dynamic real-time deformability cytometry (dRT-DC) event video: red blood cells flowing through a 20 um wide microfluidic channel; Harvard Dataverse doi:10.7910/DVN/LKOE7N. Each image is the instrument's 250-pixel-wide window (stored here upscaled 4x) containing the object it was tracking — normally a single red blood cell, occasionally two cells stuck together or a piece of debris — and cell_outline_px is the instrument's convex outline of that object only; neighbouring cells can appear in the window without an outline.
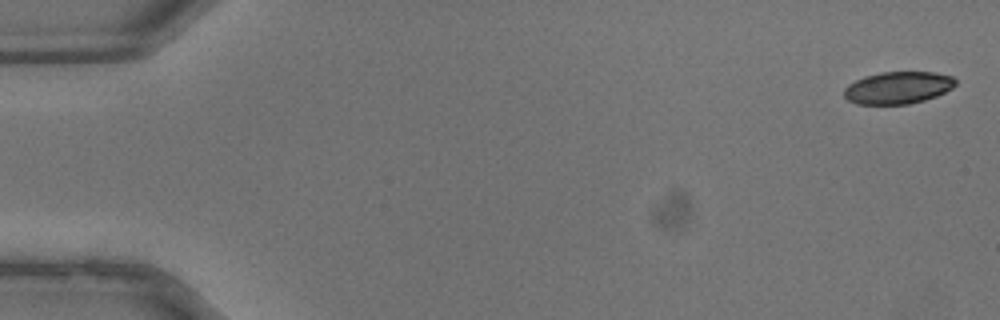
{"species": "common noctule bat (a hibernating species)", "species_latin": "Nyctalus noctula", "temperature_condition": "warm", "stored_images_in_passage": 37, "camera_frame_rate_fps": 3000, "um_per_image_px": 0.085, "animal": {"sex": "male", "body_mass_g": 13.3}, "frame": {"image": 1, "passage_image": 1, "time_ms": 0.0, "image_size_px": [1000, 320], "cell_outline_px": [[956, 84], [952, 88], [936, 96], [924, 100], [908, 104], [856, 104], [848, 100], [844, 96], [844, 88], [848, 84], [864, 76], [880, 72], [936, 72], [952, 76], [956, 80]], "centroid_in_image_um": [76.32, 7.45], "position_along_channel_um": 8.7, "area_um2": 20.98}}
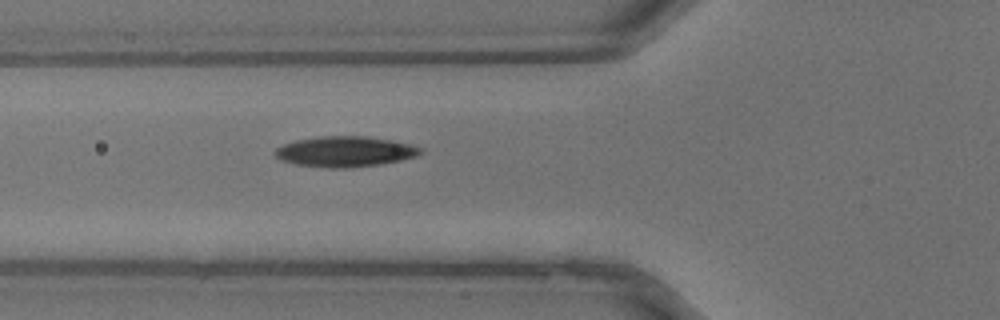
{"frame": {"image": 2, "passage_image": 14, "time_ms": 4.333, "image_size_px": [1000, 320], "cell_outline_px": [[424, 152], [416, 156], [400, 160], [380, 164], [348, 168], [328, 168], [296, 164], [280, 160], [272, 152], [276, 148], [284, 144], [296, 140], [320, 136], [364, 136], [392, 140], [424, 148]], "centroid_in_image_um": [29.32, 12.88], "position_along_channel_um": 96.5, "area_um2": 25.89}}
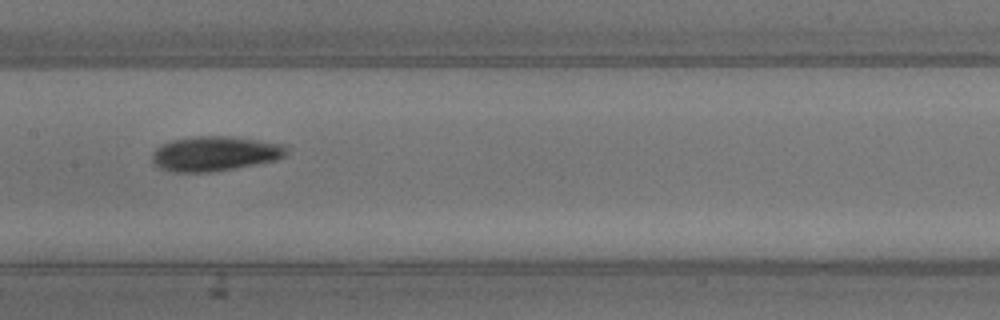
{"frame": {"image": 3, "passage_image": 19, "time_ms": 6.0, "image_size_px": [1000, 320], "cell_outline_px": [[288, 152], [284, 156], [276, 160], [236, 168], [212, 172], [172, 172], [160, 168], [152, 160], [152, 152], [156, 148], [172, 140], [192, 136], [224, 136], [256, 140], [284, 144], [288, 148]], "centroid_in_image_um": [18.27, 13.06], "position_along_channel_um": 189.1, "area_um2": 27.17}}